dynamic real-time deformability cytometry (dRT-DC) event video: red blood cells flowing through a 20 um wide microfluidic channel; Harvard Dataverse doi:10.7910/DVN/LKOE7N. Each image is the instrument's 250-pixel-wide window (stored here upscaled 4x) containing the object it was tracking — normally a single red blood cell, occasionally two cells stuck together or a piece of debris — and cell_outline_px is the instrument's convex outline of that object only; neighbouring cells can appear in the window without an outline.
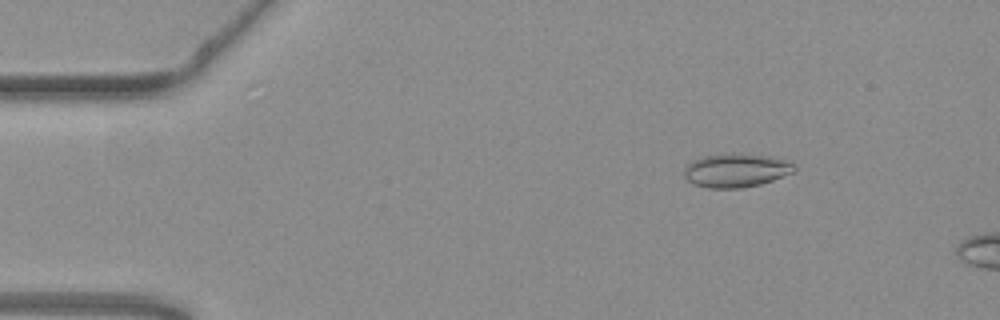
{"species": "common noctule bat (a hibernating species)", "species_latin": "Nyctalus noctula", "temperature_condition": "warm", "stored_images_in_passage": 51, "camera_frame_rate_fps": 3000, "um_per_image_px": 0.085, "animal": {"sex": "female", "body_mass_g": 19.3, "forearm_length_mm": 54.1}, "frame": {"image": 1, "passage_image": 6, "time_ms": 1.667, "image_size_px": [1000, 320], "cell_outline_px": [[796, 168], [792, 172], [772, 180], [760, 184], [740, 188], [708, 188], [696, 184], [688, 180], [684, 176], [684, 168], [692, 160], [704, 156], [732, 152], [772, 156], [796, 164]], "centroid_in_image_um": [62.56, 14.46], "position_along_channel_um": 22.4, "area_um2": 21.68}}
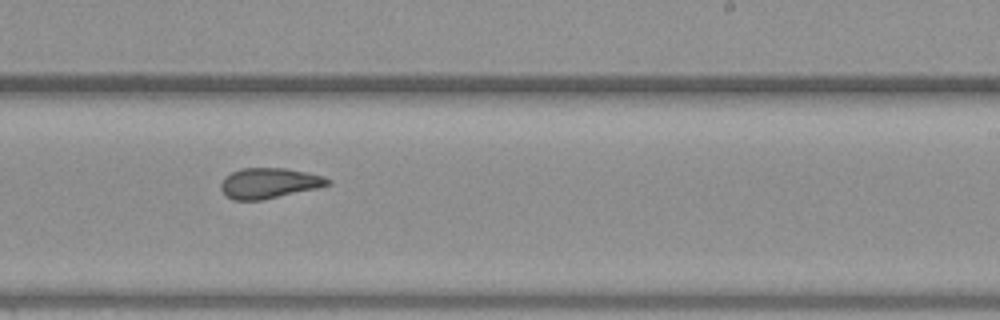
{"frame": {"image": 2, "passage_image": 32, "time_ms": 10.333, "image_size_px": [1000, 320], "cell_outline_px": [[332, 184], [316, 188], [260, 200], [232, 200], [220, 188], [220, 184], [232, 172], [240, 168], [284, 168], [324, 176], [332, 180]], "centroid_in_image_um": [22.89, 15.56], "position_along_channel_um": 266.1, "area_um2": 18.61}}
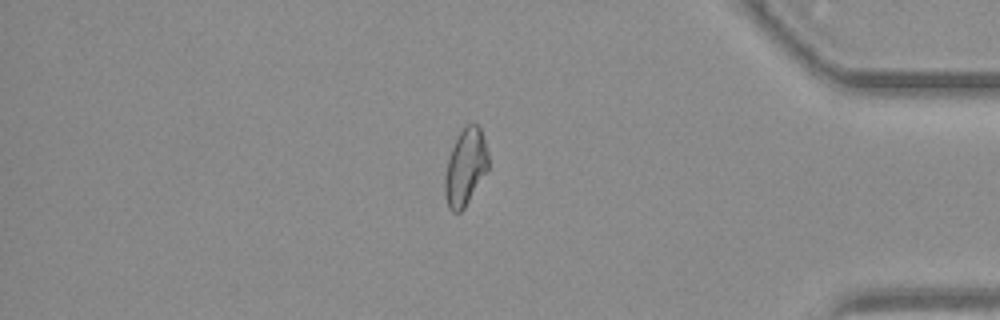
{"frame": {"image": 3, "passage_image": 45, "time_ms": 14.667, "image_size_px": [1000, 320], "cell_outline_px": [[488, 168], [464, 208], [460, 212], [452, 212], [448, 208], [444, 196], [444, 176], [448, 160], [452, 148], [460, 132], [468, 124], [476, 124], [480, 128], [488, 152]], "centroid_in_image_um": [39.54, 14.24], "position_along_channel_um": 395.7, "area_um2": 19.13}, "authors_computed_cell_mechanics": {"area_um2": 20.1144, "velocity_mm_per_s": 3.7455, "shape_relaxation_time_tau1_ms": null, "shape_relaxation_time_tau2_ms": 3.0531, "deformation_change_tau1": null, "deformation_change_tau2": 0.0928}}